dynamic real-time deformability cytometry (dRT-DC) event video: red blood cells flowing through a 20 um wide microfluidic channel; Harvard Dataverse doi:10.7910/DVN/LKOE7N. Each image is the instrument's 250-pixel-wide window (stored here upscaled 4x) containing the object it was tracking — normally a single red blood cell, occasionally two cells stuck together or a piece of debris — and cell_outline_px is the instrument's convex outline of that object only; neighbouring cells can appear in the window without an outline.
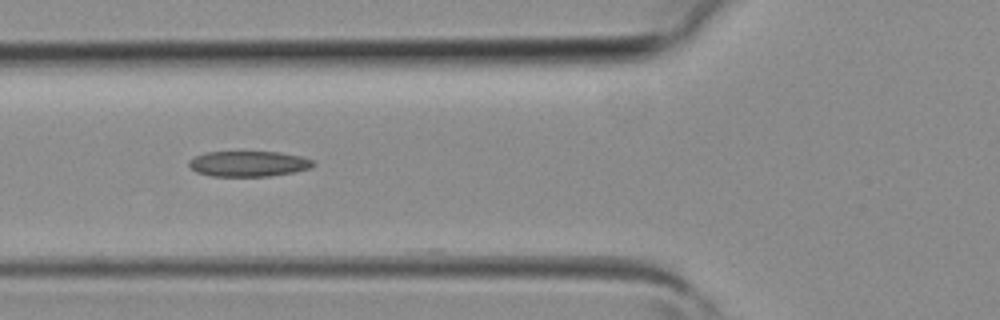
{"species": "common noctule bat (a hibernating species)", "species_latin": "Nyctalus noctula", "temperature_condition": "room temperature", "stored_images_in_passage": 2, "camera_frame_rate_fps": 3000, "um_per_image_px": 0.085, "animal": {"sex": "female", "body_mass_g": 19.3, "forearm_length_mm": 54.1}, "frame": {"image": 1, "passage_image": 2, "time_ms": 0.333, "image_size_px": [1000, 320], "cell_outline_px": [[316, 164], [308, 168], [292, 172], [268, 176], [212, 176], [196, 172], [188, 164], [188, 160], [196, 156], [208, 152], [280, 152], [304, 156], [312, 160]], "centroid_in_image_um": [21.13, 13.91], "position_along_channel_um": 104.7, "area_um2": 18.38}}